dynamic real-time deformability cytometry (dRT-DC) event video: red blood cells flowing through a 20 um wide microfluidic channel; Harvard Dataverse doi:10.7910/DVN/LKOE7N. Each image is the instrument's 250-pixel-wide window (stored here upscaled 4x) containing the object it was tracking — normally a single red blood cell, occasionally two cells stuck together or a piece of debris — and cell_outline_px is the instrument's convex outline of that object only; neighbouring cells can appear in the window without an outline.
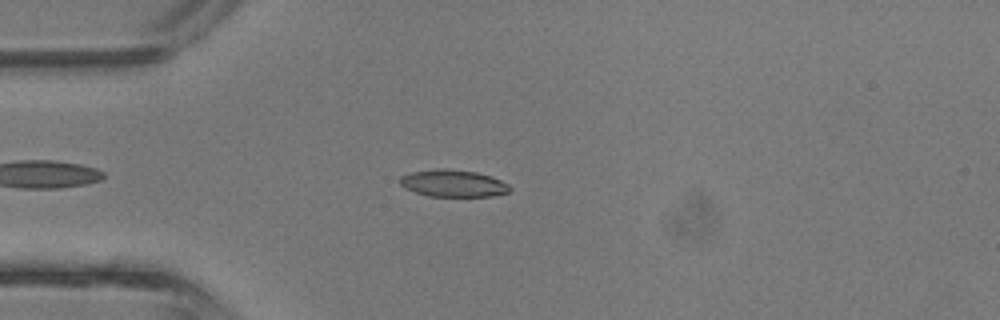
{"species": "common noctule bat (a hibernating species)", "species_latin": "Nyctalus noctula", "temperature_condition": "room temperature", "stored_images_in_passage": 3, "camera_frame_rate_fps": 3000, "um_per_image_px": 0.085, "animal": {"sex": "male", "body_mass_g": 13.3}, "frame": {"image": 1, "passage_image": 3, "time_ms": 0.667, "image_size_px": [1000, 320], "cell_outline_px": [[512, 188], [508, 192], [492, 196], [428, 196], [404, 188], [400, 184], [400, 176], [412, 172], [440, 168], [444, 168], [476, 172], [500, 180], [508, 184]], "centroid_in_image_um": [38.5, 15.58], "position_along_channel_um": 46.5, "area_um2": 17.17}}